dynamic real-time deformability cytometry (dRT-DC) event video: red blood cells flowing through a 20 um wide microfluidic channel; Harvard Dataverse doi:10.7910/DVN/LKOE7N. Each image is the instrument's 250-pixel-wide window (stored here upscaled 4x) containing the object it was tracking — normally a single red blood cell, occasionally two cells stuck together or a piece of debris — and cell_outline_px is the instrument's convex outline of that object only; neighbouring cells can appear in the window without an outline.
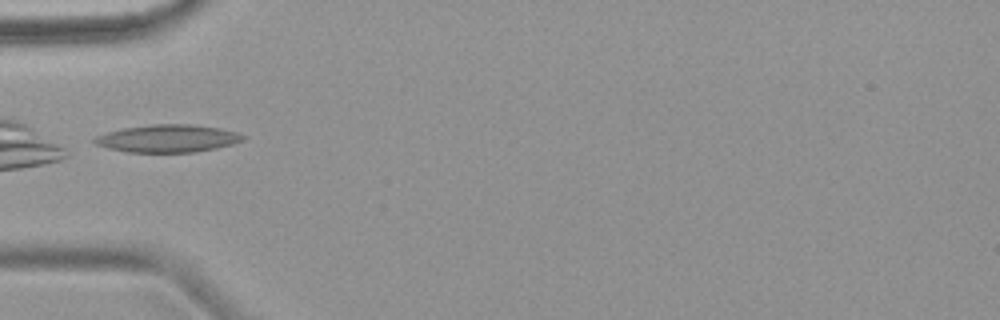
{"species": "common noctule bat (a hibernating species)", "species_latin": "Nyctalus noctula", "temperature_condition": "warm", "stored_images_in_passage": 4, "camera_frame_rate_fps": 3000, "um_per_image_px": 0.085, "animal": {"sex": "female", "body_mass_g": 18.4}, "frame": {"image": 1, "passage_image": 4, "time_ms": 5.0, "image_size_px": [1000, 320], "cell_outline_px": [[244, 140], [232, 144], [216, 148], [196, 152], [128, 152], [108, 148], [96, 144], [92, 140], [96, 136], [108, 132], [124, 128], [152, 124], [192, 124], [220, 128], [236, 132], [244, 136]], "centroid_in_image_um": [14.27, 11.77], "position_along_channel_um": 70.7, "area_um2": 23.76}}